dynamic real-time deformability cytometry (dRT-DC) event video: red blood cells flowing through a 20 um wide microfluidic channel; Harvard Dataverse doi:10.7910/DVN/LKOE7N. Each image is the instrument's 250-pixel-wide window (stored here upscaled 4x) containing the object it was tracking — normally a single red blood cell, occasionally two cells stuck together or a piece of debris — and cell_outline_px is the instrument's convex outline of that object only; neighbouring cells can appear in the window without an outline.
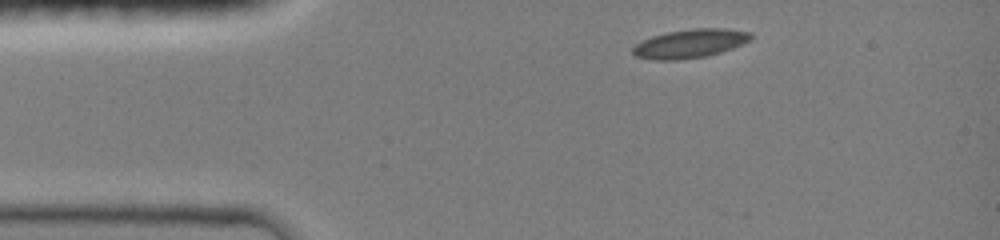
{"species": "common noctule bat (a hibernating species)", "species_latin": "Nyctalus noctula", "temperature_condition": "room temperature", "stored_images_in_passage": 4, "camera_frame_rate_fps": 3000, "um_per_image_px": 0.085, "animal": {"sex": "female", "body_mass_g": 19.0, "forearm_length_mm": 51.5}, "frame": {"image": 1, "passage_image": 1, "time_ms": 0.0, "image_size_px": [1000, 240], "cell_outline_px": [[752, 36], [748, 40], [732, 48], [708, 56], [676, 60], [652, 60], [636, 56], [632, 52], [632, 48], [636, 44], [652, 36], [668, 32], [692, 28], [724, 28], [752, 32]], "centroid_in_image_um": [58.63, 3.7], "position_along_channel_um": 26.4, "area_um2": 19.65}}
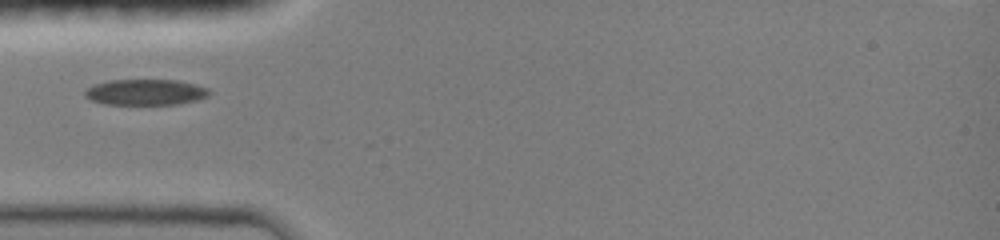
{"frame": {"image": 2, "passage_image": 3, "time_ms": 2.333, "image_size_px": [1000, 240], "cell_outline_px": [[212, 92], [208, 96], [196, 100], [176, 104], [104, 104], [92, 100], [84, 96], [84, 92], [92, 84], [108, 80], [176, 80], [196, 84], [208, 88]], "centroid_in_image_um": [12.37, 7.82], "position_along_channel_um": 72.6, "area_um2": 18.79}}
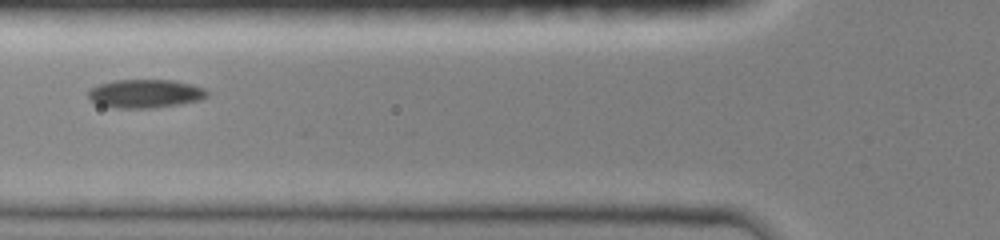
{"frame": {"image": 3, "passage_image": 4, "time_ms": 3.333, "image_size_px": [1000, 240], "cell_outline_px": [[208, 96], [200, 100], [180, 104], [152, 108], [116, 108], [100, 104], [92, 100], [88, 96], [88, 88], [96, 84], [112, 80], [172, 80], [192, 84], [204, 88], [208, 92]], "centroid_in_image_um": [12.33, 7.95], "position_along_channel_um": 113.5, "area_um2": 19.88}}